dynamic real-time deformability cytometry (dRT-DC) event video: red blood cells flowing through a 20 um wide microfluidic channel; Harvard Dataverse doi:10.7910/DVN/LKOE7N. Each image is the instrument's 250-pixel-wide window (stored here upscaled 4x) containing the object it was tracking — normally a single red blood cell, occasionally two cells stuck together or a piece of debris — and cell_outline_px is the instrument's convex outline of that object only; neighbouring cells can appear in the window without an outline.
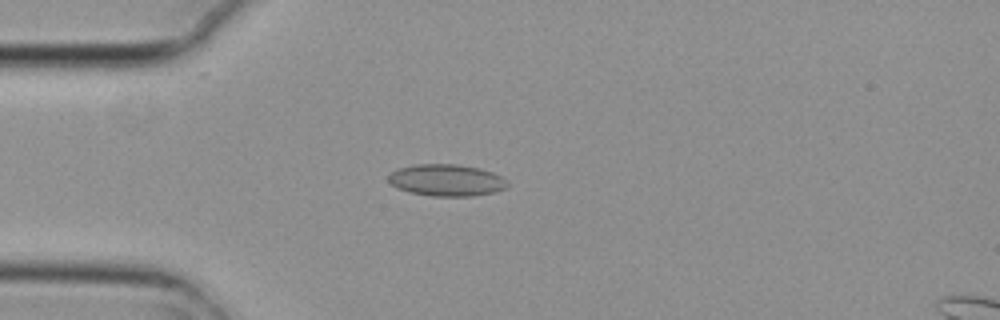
{"species": "common noctule bat (a hibernating species)", "species_latin": "Nyctalus noctula", "temperature_condition": "cold", "stored_images_in_passage": 7, "camera_frame_rate_fps": 3000, "um_per_image_px": 0.085, "animal": {"sex": "female", "body_mass_g": 29.2, "forearm_length_mm": 56.3}, "frame": {"image": 1, "passage_image": 4, "time_ms": 1.0, "image_size_px": [1000, 320], "cell_outline_px": [[508, 188], [496, 192], [472, 196], [432, 196], [408, 192], [396, 188], [388, 180], [388, 176], [396, 168], [416, 164], [456, 164], [480, 168], [492, 172], [508, 180]], "centroid_in_image_um": [37.96, 15.32], "position_along_channel_um": 47.0, "area_um2": 22.31}}
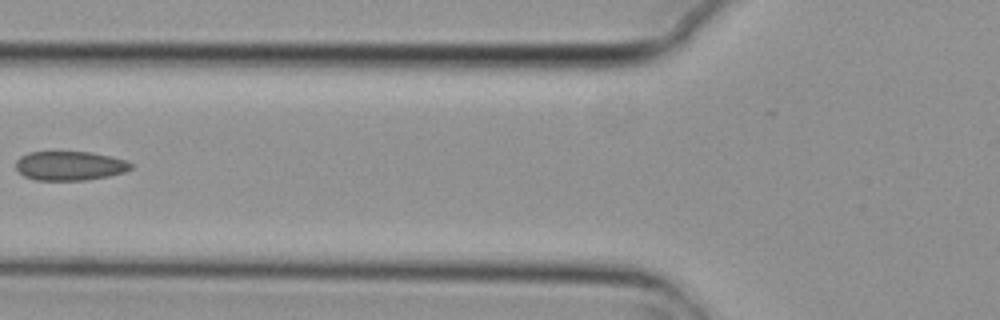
{"frame": {"image": 2, "passage_image": 6, "time_ms": 1.667, "image_size_px": [1000, 320], "cell_outline_px": [[132, 168], [124, 172], [108, 176], [84, 180], [36, 180], [24, 176], [16, 168], [16, 160], [20, 156], [28, 152], [92, 152], [124, 160], [132, 164]], "centroid_in_image_um": [5.9, 14.09], "position_along_channel_um": 119.9, "area_um2": 19.42}}
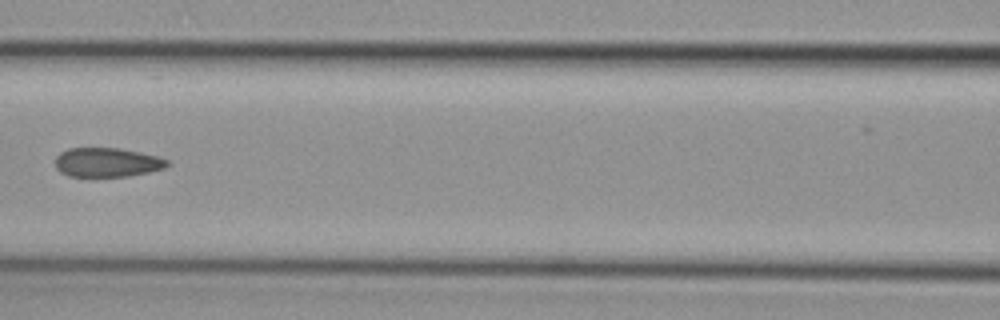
{"frame": {"image": 3, "passage_image": 7, "time_ms": 2.0, "image_size_px": [1000, 320], "cell_outline_px": [[168, 164], [164, 168], [148, 172], [128, 176], [68, 176], [60, 172], [56, 168], [56, 156], [60, 152], [68, 148], [120, 148], [140, 152], [156, 156], [168, 160]], "centroid_in_image_um": [9.07, 13.79], "position_along_channel_um": 157.5, "area_um2": 18.96}}